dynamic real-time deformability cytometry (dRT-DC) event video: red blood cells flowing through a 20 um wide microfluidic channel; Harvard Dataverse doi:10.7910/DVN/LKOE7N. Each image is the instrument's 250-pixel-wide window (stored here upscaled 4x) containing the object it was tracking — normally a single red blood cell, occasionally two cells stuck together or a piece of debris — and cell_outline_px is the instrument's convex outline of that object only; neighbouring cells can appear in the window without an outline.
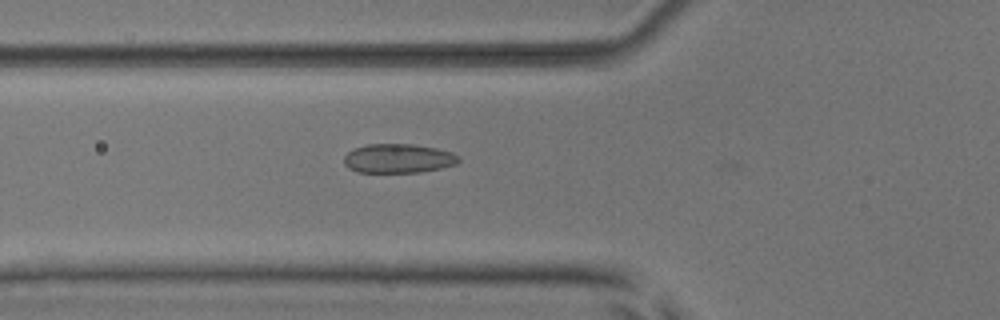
{"species": "common noctule bat (a hibernating species)", "species_latin": "Nyctalus noctula", "temperature_condition": "room temperature", "stored_images_in_passage": 53, "camera_frame_rate_fps": 3000, "um_per_image_px": 0.085, "animal": {"sex": "male", "body_mass_g": 17.9, "forearm_length_mm": 54.2}, "frame": {"image": 1, "passage_image": 20, "time_ms": 6.333, "image_size_px": [1000, 320], "cell_outline_px": [[460, 160], [456, 164], [440, 168], [420, 172], [356, 172], [348, 168], [344, 164], [344, 156], [348, 152], [356, 148], [368, 144], [412, 144], [436, 148], [452, 152], [460, 156]], "centroid_in_image_um": [33.86, 13.47], "position_along_channel_um": 91.9, "area_um2": 19.48}}
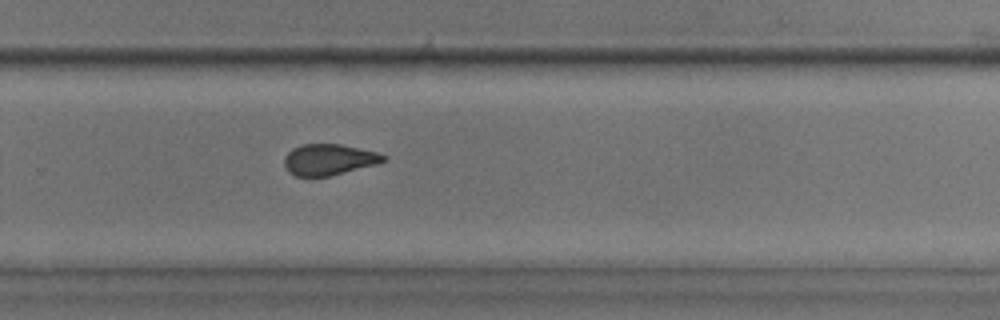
{"frame": {"image": 2, "passage_image": 36, "time_ms": 11.667, "image_size_px": [1000, 320], "cell_outline_px": [[384, 160], [376, 164], [328, 176], [296, 176], [288, 172], [284, 164], [284, 156], [292, 148], [304, 144], [340, 144], [376, 152], [384, 156]], "centroid_in_image_um": [27.88, 13.56], "position_along_channel_um": 301.9, "area_um2": 17.63}}
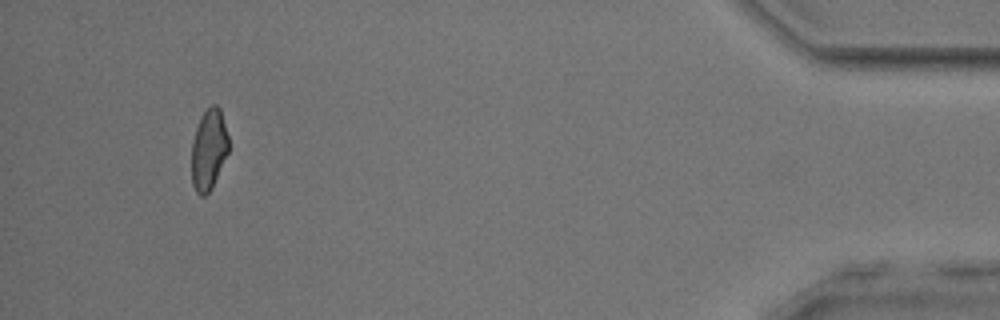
{"frame": {"image": 3, "passage_image": 50, "time_ms": 16.333, "image_size_px": [1000, 320], "cell_outline_px": [[228, 152], [212, 188], [204, 196], [200, 196], [196, 192], [192, 184], [192, 140], [200, 116], [212, 104], [216, 104], [220, 108], [228, 136]], "centroid_in_image_um": [17.73, 12.71], "position_along_channel_um": 417.5, "area_um2": 17.4}, "authors_computed_cell_mechanics": {"area_um2": 19.0162, "velocity_mm_per_s": 3.9434, "shape_relaxation_time_tau1_ms": 5.9136, "shape_relaxation_time_tau2_ms": 1.3372, "deformation_change_tau1": 0.1071, "deformation_change_tau2": 0.0639}}